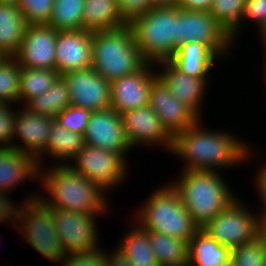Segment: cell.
<instances>
[{
	"mask_svg": "<svg viewBox=\"0 0 266 266\" xmlns=\"http://www.w3.org/2000/svg\"><path fill=\"white\" fill-rule=\"evenodd\" d=\"M231 250L220 245L202 229L189 241V266H228Z\"/></svg>",
	"mask_w": 266,
	"mask_h": 266,
	"instance_id": "24",
	"label": "cell"
},
{
	"mask_svg": "<svg viewBox=\"0 0 266 266\" xmlns=\"http://www.w3.org/2000/svg\"><path fill=\"white\" fill-rule=\"evenodd\" d=\"M57 234L66 254L99 248L100 233L96 221L101 214L52 209ZM99 241V242H98Z\"/></svg>",
	"mask_w": 266,
	"mask_h": 266,
	"instance_id": "11",
	"label": "cell"
},
{
	"mask_svg": "<svg viewBox=\"0 0 266 266\" xmlns=\"http://www.w3.org/2000/svg\"><path fill=\"white\" fill-rule=\"evenodd\" d=\"M159 266H189V243L163 233L149 232Z\"/></svg>",
	"mask_w": 266,
	"mask_h": 266,
	"instance_id": "29",
	"label": "cell"
},
{
	"mask_svg": "<svg viewBox=\"0 0 266 266\" xmlns=\"http://www.w3.org/2000/svg\"><path fill=\"white\" fill-rule=\"evenodd\" d=\"M20 66L14 56L0 61V104H20Z\"/></svg>",
	"mask_w": 266,
	"mask_h": 266,
	"instance_id": "33",
	"label": "cell"
},
{
	"mask_svg": "<svg viewBox=\"0 0 266 266\" xmlns=\"http://www.w3.org/2000/svg\"><path fill=\"white\" fill-rule=\"evenodd\" d=\"M69 165L83 177L100 185L106 192L126 181L128 161L119 154L84 145Z\"/></svg>",
	"mask_w": 266,
	"mask_h": 266,
	"instance_id": "10",
	"label": "cell"
},
{
	"mask_svg": "<svg viewBox=\"0 0 266 266\" xmlns=\"http://www.w3.org/2000/svg\"><path fill=\"white\" fill-rule=\"evenodd\" d=\"M230 266H266V253L258 236L231 250Z\"/></svg>",
	"mask_w": 266,
	"mask_h": 266,
	"instance_id": "34",
	"label": "cell"
},
{
	"mask_svg": "<svg viewBox=\"0 0 266 266\" xmlns=\"http://www.w3.org/2000/svg\"><path fill=\"white\" fill-rule=\"evenodd\" d=\"M123 19L130 24L154 8L152 0H117Z\"/></svg>",
	"mask_w": 266,
	"mask_h": 266,
	"instance_id": "39",
	"label": "cell"
},
{
	"mask_svg": "<svg viewBox=\"0 0 266 266\" xmlns=\"http://www.w3.org/2000/svg\"><path fill=\"white\" fill-rule=\"evenodd\" d=\"M12 106L0 104V148H11L12 146L13 126L17 114V108Z\"/></svg>",
	"mask_w": 266,
	"mask_h": 266,
	"instance_id": "38",
	"label": "cell"
},
{
	"mask_svg": "<svg viewBox=\"0 0 266 266\" xmlns=\"http://www.w3.org/2000/svg\"><path fill=\"white\" fill-rule=\"evenodd\" d=\"M17 108L11 148L31 155L36 159L38 167L44 168L43 157L47 156L46 144L51 124L55 118L31 113L23 106L21 109L20 107ZM17 136L22 141V144L15 142V139L18 140Z\"/></svg>",
	"mask_w": 266,
	"mask_h": 266,
	"instance_id": "17",
	"label": "cell"
},
{
	"mask_svg": "<svg viewBox=\"0 0 266 266\" xmlns=\"http://www.w3.org/2000/svg\"><path fill=\"white\" fill-rule=\"evenodd\" d=\"M166 131L174 137L191 127L199 118L174 97L166 84L157 77L151 84L149 104Z\"/></svg>",
	"mask_w": 266,
	"mask_h": 266,
	"instance_id": "18",
	"label": "cell"
},
{
	"mask_svg": "<svg viewBox=\"0 0 266 266\" xmlns=\"http://www.w3.org/2000/svg\"><path fill=\"white\" fill-rule=\"evenodd\" d=\"M131 229L120 238L116 247L130 261L132 266H159L151 248L149 231L142 229L135 221Z\"/></svg>",
	"mask_w": 266,
	"mask_h": 266,
	"instance_id": "27",
	"label": "cell"
},
{
	"mask_svg": "<svg viewBox=\"0 0 266 266\" xmlns=\"http://www.w3.org/2000/svg\"><path fill=\"white\" fill-rule=\"evenodd\" d=\"M55 0H19L18 7L30 24H48Z\"/></svg>",
	"mask_w": 266,
	"mask_h": 266,
	"instance_id": "35",
	"label": "cell"
},
{
	"mask_svg": "<svg viewBox=\"0 0 266 266\" xmlns=\"http://www.w3.org/2000/svg\"><path fill=\"white\" fill-rule=\"evenodd\" d=\"M258 172L255 174V179L252 181L255 186V190L260 197L259 199L262 200L261 210L258 208V218L260 224H266V164L261 166L260 169L257 170Z\"/></svg>",
	"mask_w": 266,
	"mask_h": 266,
	"instance_id": "41",
	"label": "cell"
},
{
	"mask_svg": "<svg viewBox=\"0 0 266 266\" xmlns=\"http://www.w3.org/2000/svg\"><path fill=\"white\" fill-rule=\"evenodd\" d=\"M202 118L173 137L171 152L184 163L182 171H217L250 162V143L220 130L204 128ZM202 125V126H201Z\"/></svg>",
	"mask_w": 266,
	"mask_h": 266,
	"instance_id": "1",
	"label": "cell"
},
{
	"mask_svg": "<svg viewBox=\"0 0 266 266\" xmlns=\"http://www.w3.org/2000/svg\"><path fill=\"white\" fill-rule=\"evenodd\" d=\"M8 193L0 192V224L1 222L12 223L11 227L16 229V222L18 217V208L20 203L15 204V201H10V196H7ZM9 198V199H8Z\"/></svg>",
	"mask_w": 266,
	"mask_h": 266,
	"instance_id": "42",
	"label": "cell"
},
{
	"mask_svg": "<svg viewBox=\"0 0 266 266\" xmlns=\"http://www.w3.org/2000/svg\"><path fill=\"white\" fill-rule=\"evenodd\" d=\"M68 84L71 105L92 112L111 107L110 82L92 67L62 76Z\"/></svg>",
	"mask_w": 266,
	"mask_h": 266,
	"instance_id": "14",
	"label": "cell"
},
{
	"mask_svg": "<svg viewBox=\"0 0 266 266\" xmlns=\"http://www.w3.org/2000/svg\"><path fill=\"white\" fill-rule=\"evenodd\" d=\"M214 0H180L178 7L182 10L209 11Z\"/></svg>",
	"mask_w": 266,
	"mask_h": 266,
	"instance_id": "43",
	"label": "cell"
},
{
	"mask_svg": "<svg viewBox=\"0 0 266 266\" xmlns=\"http://www.w3.org/2000/svg\"><path fill=\"white\" fill-rule=\"evenodd\" d=\"M83 136L85 145L119 153L126 161L128 151L133 150L126 139L121 115L111 108L92 112Z\"/></svg>",
	"mask_w": 266,
	"mask_h": 266,
	"instance_id": "16",
	"label": "cell"
},
{
	"mask_svg": "<svg viewBox=\"0 0 266 266\" xmlns=\"http://www.w3.org/2000/svg\"><path fill=\"white\" fill-rule=\"evenodd\" d=\"M178 176L170 183L199 229L239 198L218 171L186 170Z\"/></svg>",
	"mask_w": 266,
	"mask_h": 266,
	"instance_id": "3",
	"label": "cell"
},
{
	"mask_svg": "<svg viewBox=\"0 0 266 266\" xmlns=\"http://www.w3.org/2000/svg\"><path fill=\"white\" fill-rule=\"evenodd\" d=\"M178 6L154 7L129 25L146 63L169 61L176 52Z\"/></svg>",
	"mask_w": 266,
	"mask_h": 266,
	"instance_id": "6",
	"label": "cell"
},
{
	"mask_svg": "<svg viewBox=\"0 0 266 266\" xmlns=\"http://www.w3.org/2000/svg\"><path fill=\"white\" fill-rule=\"evenodd\" d=\"M57 31L48 24L27 25L19 51L14 55L20 67L56 70Z\"/></svg>",
	"mask_w": 266,
	"mask_h": 266,
	"instance_id": "15",
	"label": "cell"
},
{
	"mask_svg": "<svg viewBox=\"0 0 266 266\" xmlns=\"http://www.w3.org/2000/svg\"><path fill=\"white\" fill-rule=\"evenodd\" d=\"M19 0H0V3L3 4H12V5H18Z\"/></svg>",
	"mask_w": 266,
	"mask_h": 266,
	"instance_id": "48",
	"label": "cell"
},
{
	"mask_svg": "<svg viewBox=\"0 0 266 266\" xmlns=\"http://www.w3.org/2000/svg\"><path fill=\"white\" fill-rule=\"evenodd\" d=\"M84 145L83 135L67 130L56 120L52 122L46 144V154L50 158H55L58 165L72 163Z\"/></svg>",
	"mask_w": 266,
	"mask_h": 266,
	"instance_id": "26",
	"label": "cell"
},
{
	"mask_svg": "<svg viewBox=\"0 0 266 266\" xmlns=\"http://www.w3.org/2000/svg\"><path fill=\"white\" fill-rule=\"evenodd\" d=\"M218 59L205 44L188 42L178 47L169 61L186 75L208 78Z\"/></svg>",
	"mask_w": 266,
	"mask_h": 266,
	"instance_id": "22",
	"label": "cell"
},
{
	"mask_svg": "<svg viewBox=\"0 0 266 266\" xmlns=\"http://www.w3.org/2000/svg\"><path fill=\"white\" fill-rule=\"evenodd\" d=\"M246 0H214L209 13L235 42L243 28L242 13Z\"/></svg>",
	"mask_w": 266,
	"mask_h": 266,
	"instance_id": "30",
	"label": "cell"
},
{
	"mask_svg": "<svg viewBox=\"0 0 266 266\" xmlns=\"http://www.w3.org/2000/svg\"><path fill=\"white\" fill-rule=\"evenodd\" d=\"M4 57V55L0 52V61Z\"/></svg>",
	"mask_w": 266,
	"mask_h": 266,
	"instance_id": "50",
	"label": "cell"
},
{
	"mask_svg": "<svg viewBox=\"0 0 266 266\" xmlns=\"http://www.w3.org/2000/svg\"><path fill=\"white\" fill-rule=\"evenodd\" d=\"M38 193L26 195L18 208L16 231L23 234L27 242L42 257L60 264L66 253L55 229L52 208L46 205ZM27 198V199H26ZM22 204V205H21Z\"/></svg>",
	"mask_w": 266,
	"mask_h": 266,
	"instance_id": "7",
	"label": "cell"
},
{
	"mask_svg": "<svg viewBox=\"0 0 266 266\" xmlns=\"http://www.w3.org/2000/svg\"><path fill=\"white\" fill-rule=\"evenodd\" d=\"M108 253L97 249L66 254L61 266H107Z\"/></svg>",
	"mask_w": 266,
	"mask_h": 266,
	"instance_id": "37",
	"label": "cell"
},
{
	"mask_svg": "<svg viewBox=\"0 0 266 266\" xmlns=\"http://www.w3.org/2000/svg\"><path fill=\"white\" fill-rule=\"evenodd\" d=\"M85 0H55L48 25L56 31L83 30Z\"/></svg>",
	"mask_w": 266,
	"mask_h": 266,
	"instance_id": "32",
	"label": "cell"
},
{
	"mask_svg": "<svg viewBox=\"0 0 266 266\" xmlns=\"http://www.w3.org/2000/svg\"><path fill=\"white\" fill-rule=\"evenodd\" d=\"M144 202L133 216V220L142 229L163 233L188 243L199 230L171 183L153 191Z\"/></svg>",
	"mask_w": 266,
	"mask_h": 266,
	"instance_id": "4",
	"label": "cell"
},
{
	"mask_svg": "<svg viewBox=\"0 0 266 266\" xmlns=\"http://www.w3.org/2000/svg\"><path fill=\"white\" fill-rule=\"evenodd\" d=\"M188 42L205 44L219 58L218 61L221 57H229L236 44L209 11L182 10L178 7L176 50Z\"/></svg>",
	"mask_w": 266,
	"mask_h": 266,
	"instance_id": "9",
	"label": "cell"
},
{
	"mask_svg": "<svg viewBox=\"0 0 266 266\" xmlns=\"http://www.w3.org/2000/svg\"><path fill=\"white\" fill-rule=\"evenodd\" d=\"M27 25L17 5L0 3V52L4 56L19 51Z\"/></svg>",
	"mask_w": 266,
	"mask_h": 266,
	"instance_id": "25",
	"label": "cell"
},
{
	"mask_svg": "<svg viewBox=\"0 0 266 266\" xmlns=\"http://www.w3.org/2000/svg\"><path fill=\"white\" fill-rule=\"evenodd\" d=\"M263 49H265L264 51V55H265V53H266V47L265 48H263ZM263 61H265V64H264V66L263 67H265V68H263L264 69V76H265V78H264V80H265V83H266V55H265V60H264V58H263Z\"/></svg>",
	"mask_w": 266,
	"mask_h": 266,
	"instance_id": "49",
	"label": "cell"
},
{
	"mask_svg": "<svg viewBox=\"0 0 266 266\" xmlns=\"http://www.w3.org/2000/svg\"><path fill=\"white\" fill-rule=\"evenodd\" d=\"M260 33L259 36H260V41H262L261 44H263L262 46L265 48L266 47V24L261 28V30L258 32Z\"/></svg>",
	"mask_w": 266,
	"mask_h": 266,
	"instance_id": "47",
	"label": "cell"
},
{
	"mask_svg": "<svg viewBox=\"0 0 266 266\" xmlns=\"http://www.w3.org/2000/svg\"><path fill=\"white\" fill-rule=\"evenodd\" d=\"M243 24L252 21L258 30L266 24V0H246L242 13Z\"/></svg>",
	"mask_w": 266,
	"mask_h": 266,
	"instance_id": "40",
	"label": "cell"
},
{
	"mask_svg": "<svg viewBox=\"0 0 266 266\" xmlns=\"http://www.w3.org/2000/svg\"><path fill=\"white\" fill-rule=\"evenodd\" d=\"M107 266H132L128 258L117 248L108 253Z\"/></svg>",
	"mask_w": 266,
	"mask_h": 266,
	"instance_id": "44",
	"label": "cell"
},
{
	"mask_svg": "<svg viewBox=\"0 0 266 266\" xmlns=\"http://www.w3.org/2000/svg\"><path fill=\"white\" fill-rule=\"evenodd\" d=\"M127 24L123 19L117 0H85L83 30L102 31Z\"/></svg>",
	"mask_w": 266,
	"mask_h": 266,
	"instance_id": "23",
	"label": "cell"
},
{
	"mask_svg": "<svg viewBox=\"0 0 266 266\" xmlns=\"http://www.w3.org/2000/svg\"><path fill=\"white\" fill-rule=\"evenodd\" d=\"M145 63L129 24L92 32V68L107 81L130 75Z\"/></svg>",
	"mask_w": 266,
	"mask_h": 266,
	"instance_id": "5",
	"label": "cell"
},
{
	"mask_svg": "<svg viewBox=\"0 0 266 266\" xmlns=\"http://www.w3.org/2000/svg\"><path fill=\"white\" fill-rule=\"evenodd\" d=\"M257 236L263 244L264 252L266 253V224L258 225Z\"/></svg>",
	"mask_w": 266,
	"mask_h": 266,
	"instance_id": "46",
	"label": "cell"
},
{
	"mask_svg": "<svg viewBox=\"0 0 266 266\" xmlns=\"http://www.w3.org/2000/svg\"><path fill=\"white\" fill-rule=\"evenodd\" d=\"M241 200L235 199L201 228L220 245L230 250L257 237L259 225L257 211L250 209L246 202L244 204Z\"/></svg>",
	"mask_w": 266,
	"mask_h": 266,
	"instance_id": "8",
	"label": "cell"
},
{
	"mask_svg": "<svg viewBox=\"0 0 266 266\" xmlns=\"http://www.w3.org/2000/svg\"><path fill=\"white\" fill-rule=\"evenodd\" d=\"M126 139L132 149L157 144L171 152L173 137L149 105L121 114Z\"/></svg>",
	"mask_w": 266,
	"mask_h": 266,
	"instance_id": "13",
	"label": "cell"
},
{
	"mask_svg": "<svg viewBox=\"0 0 266 266\" xmlns=\"http://www.w3.org/2000/svg\"><path fill=\"white\" fill-rule=\"evenodd\" d=\"M42 170L40 167L38 182L46 190V196L40 193L38 197L52 209L101 215L109 211L107 192L69 164H55L47 171Z\"/></svg>",
	"mask_w": 266,
	"mask_h": 266,
	"instance_id": "2",
	"label": "cell"
},
{
	"mask_svg": "<svg viewBox=\"0 0 266 266\" xmlns=\"http://www.w3.org/2000/svg\"><path fill=\"white\" fill-rule=\"evenodd\" d=\"M155 69V64L145 63L136 72L110 82V108L121 115L148 105L151 84L158 77Z\"/></svg>",
	"mask_w": 266,
	"mask_h": 266,
	"instance_id": "12",
	"label": "cell"
},
{
	"mask_svg": "<svg viewBox=\"0 0 266 266\" xmlns=\"http://www.w3.org/2000/svg\"><path fill=\"white\" fill-rule=\"evenodd\" d=\"M155 66L159 68L158 77L166 84L174 97L185 104L199 119L202 118L201 103L204 95L206 96L209 78H194L186 75L170 61H161Z\"/></svg>",
	"mask_w": 266,
	"mask_h": 266,
	"instance_id": "20",
	"label": "cell"
},
{
	"mask_svg": "<svg viewBox=\"0 0 266 266\" xmlns=\"http://www.w3.org/2000/svg\"><path fill=\"white\" fill-rule=\"evenodd\" d=\"M56 70L59 76L92 67V32L57 31Z\"/></svg>",
	"mask_w": 266,
	"mask_h": 266,
	"instance_id": "19",
	"label": "cell"
},
{
	"mask_svg": "<svg viewBox=\"0 0 266 266\" xmlns=\"http://www.w3.org/2000/svg\"><path fill=\"white\" fill-rule=\"evenodd\" d=\"M35 179H39V167L34 157L14 148H0V192L11 194L23 181Z\"/></svg>",
	"mask_w": 266,
	"mask_h": 266,
	"instance_id": "21",
	"label": "cell"
},
{
	"mask_svg": "<svg viewBox=\"0 0 266 266\" xmlns=\"http://www.w3.org/2000/svg\"><path fill=\"white\" fill-rule=\"evenodd\" d=\"M70 105L68 84L62 76H59L45 93L31 98L23 107L31 113L55 118Z\"/></svg>",
	"mask_w": 266,
	"mask_h": 266,
	"instance_id": "28",
	"label": "cell"
},
{
	"mask_svg": "<svg viewBox=\"0 0 266 266\" xmlns=\"http://www.w3.org/2000/svg\"><path fill=\"white\" fill-rule=\"evenodd\" d=\"M154 7H176L180 0H152Z\"/></svg>",
	"mask_w": 266,
	"mask_h": 266,
	"instance_id": "45",
	"label": "cell"
},
{
	"mask_svg": "<svg viewBox=\"0 0 266 266\" xmlns=\"http://www.w3.org/2000/svg\"><path fill=\"white\" fill-rule=\"evenodd\" d=\"M58 77L57 70L20 67V106L31 98L45 93Z\"/></svg>",
	"mask_w": 266,
	"mask_h": 266,
	"instance_id": "31",
	"label": "cell"
},
{
	"mask_svg": "<svg viewBox=\"0 0 266 266\" xmlns=\"http://www.w3.org/2000/svg\"><path fill=\"white\" fill-rule=\"evenodd\" d=\"M92 111L70 105L59 112L55 120L69 131L84 135Z\"/></svg>",
	"mask_w": 266,
	"mask_h": 266,
	"instance_id": "36",
	"label": "cell"
}]
</instances>
